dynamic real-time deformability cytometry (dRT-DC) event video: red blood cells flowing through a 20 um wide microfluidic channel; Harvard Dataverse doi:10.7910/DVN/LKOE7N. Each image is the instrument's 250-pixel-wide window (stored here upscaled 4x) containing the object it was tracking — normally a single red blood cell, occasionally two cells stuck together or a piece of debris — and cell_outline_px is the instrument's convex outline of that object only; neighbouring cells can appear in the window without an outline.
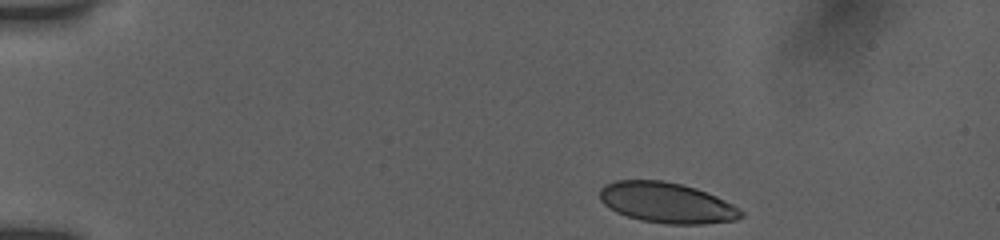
{"species": "human", "species_latin": "Homo sapiens", "temperature_condition": "room temperature", "stored_images_in_passage": 45, "camera_frame_rate_fps": 3000, "um_per_image_px": 0.085, "donor": {"sex": "female"}, "frame": {"image": 1, "passage_image": 1, "time_ms": 0.0, "image_size_px": [1000, 240], "cell_outline_px": [[744, 216], [736, 220], [704, 224], [668, 224], [640, 220], [616, 212], [604, 204], [600, 200], [600, 188], [604, 184], [616, 180], [664, 180], [696, 188], [716, 196], [740, 208], [744, 212]], "centroid_in_image_um": [56.68, 17.23], "position_along_channel_um": 28.3, "area_um2": 33.47}}
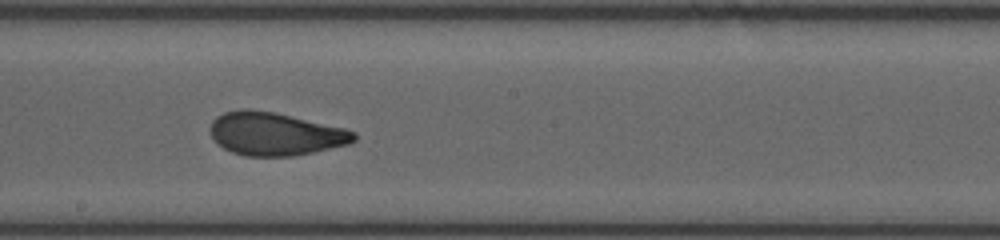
{"frame": {"image": 2, "passage_image": 23, "time_ms": 7.333, "image_size_px": [1000, 240], "cell_outline_px": [[356, 140], [348, 144], [312, 152], [292, 156], [244, 156], [232, 152], [216, 144], [212, 140], [208, 128], [212, 120], [216, 116], [224, 112], [240, 108], [248, 108], [272, 112], [344, 128], [356, 132]], "centroid_in_image_um": [23.31, 11.38], "position_along_channel_um": 224.9, "area_um2": 36.18}}
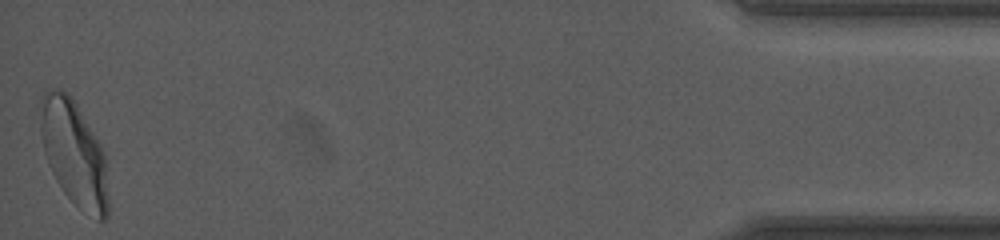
{"frame": {"image": 3, "passage_image": 45, "time_ms": 14.667, "image_size_px": [1000, 240], "cell_outline_px": [[108, 216], [104, 220], [100, 220], [80, 208], [64, 192], [56, 180], [48, 164], [44, 152], [40, 132], [40, 96], [44, 92], [52, 88], [60, 88], [76, 104], [100, 144], [104, 152], [108, 200]], "centroid_in_image_um": [6.26, 13.0], "position_along_channel_um": 428.9, "area_um2": 41.1}, "authors_computed_cell_mechanics": {"area_um2": 36.1828, "velocity_mm_per_s": 3.8945, "shape_relaxation_time_tau1_ms": 5.6095, "shape_relaxation_time_tau2_ms": 0.9557, "deformation_change_tau1": 0.185, "deformation_change_tau2": 0.065}}